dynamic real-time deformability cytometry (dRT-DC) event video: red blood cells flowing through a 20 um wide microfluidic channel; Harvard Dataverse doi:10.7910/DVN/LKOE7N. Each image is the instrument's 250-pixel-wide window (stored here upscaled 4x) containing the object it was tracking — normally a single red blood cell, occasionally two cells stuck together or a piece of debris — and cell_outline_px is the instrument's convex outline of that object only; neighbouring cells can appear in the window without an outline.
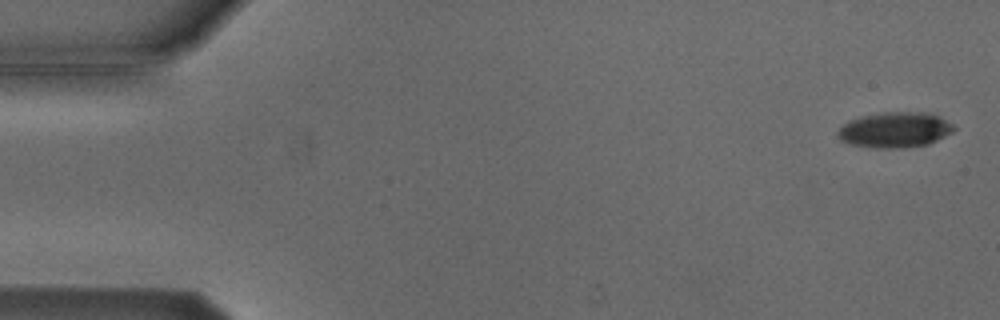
{"species": "Egyptian fruit bat (a non-hibernating species)", "species_latin": "Rousettus aegyptiacus", "temperature_condition": "cold", "stored_images_in_passage": 6, "camera_frame_rate_fps": 3000, "um_per_image_px": 0.085, "animal": {"sex": "male"}, "frame": {"image": 1, "passage_image": 1, "time_ms": 0.0, "image_size_px": [1000, 320], "cell_outline_px": [[956, 128], [952, 132], [928, 144], [904, 148], [876, 148], [852, 144], [840, 140], [836, 136], [836, 132], [848, 120], [860, 116], [884, 112], [932, 112], [940, 116], [952, 124]], "centroid_in_image_um": [76.06, 11.03], "position_along_channel_um": 8.9, "area_um2": 24.16}}
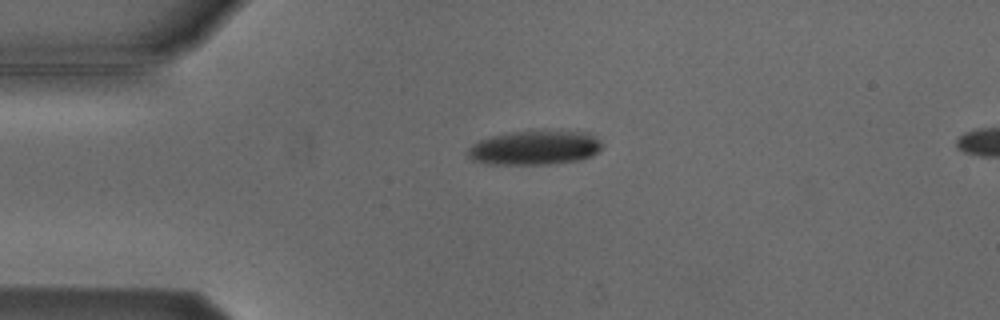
{"frame": {"image": 2, "passage_image": 4, "time_ms": 3.667, "image_size_px": [1000, 320], "cell_outline_px": [[604, 148], [592, 156], [580, 160], [548, 164], [492, 164], [472, 160], [468, 156], [468, 148], [472, 144], [480, 140], [492, 136], [512, 132], [588, 132], [596, 136], [604, 144]], "centroid_in_image_um": [45.51, 12.57], "position_along_channel_um": 39.5, "area_um2": 26.59}}